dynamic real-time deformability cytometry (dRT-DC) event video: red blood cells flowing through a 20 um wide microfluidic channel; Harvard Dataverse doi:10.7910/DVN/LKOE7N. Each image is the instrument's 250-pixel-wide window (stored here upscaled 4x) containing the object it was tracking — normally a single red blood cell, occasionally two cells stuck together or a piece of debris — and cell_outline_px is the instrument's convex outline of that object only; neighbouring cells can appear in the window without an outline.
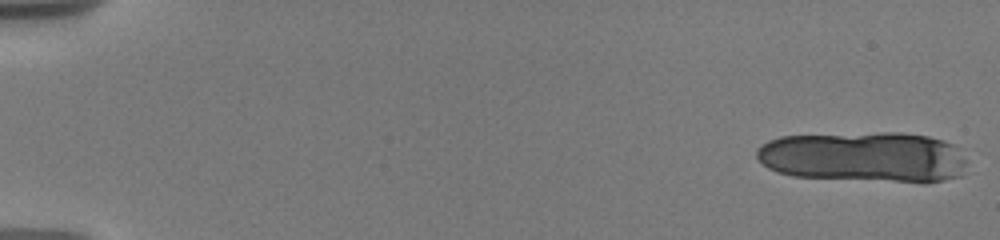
{"species": "human", "species_latin": "Homo sapiens", "temperature_condition": "warm", "stored_images_in_passage": 11, "camera_frame_rate_fps": 3000, "um_per_image_px": 0.085, "donor": {"sex": "male"}, "frame": {"image": 1, "passage_image": 1, "time_ms": 0.0, "image_size_px": [1000, 240], "cell_outline_px": [[964, 164], [960, 176], [944, 180], [924, 184], [920, 184], [792, 176], [776, 172], [768, 168], [756, 156], [756, 148], [760, 144], [768, 140], [780, 136], [884, 132], [896, 132], [928, 136], [952, 144], [964, 160]], "centroid_in_image_um": [73.39, 13.37], "position_along_channel_um": 11.6, "area_um2": 62.6}}